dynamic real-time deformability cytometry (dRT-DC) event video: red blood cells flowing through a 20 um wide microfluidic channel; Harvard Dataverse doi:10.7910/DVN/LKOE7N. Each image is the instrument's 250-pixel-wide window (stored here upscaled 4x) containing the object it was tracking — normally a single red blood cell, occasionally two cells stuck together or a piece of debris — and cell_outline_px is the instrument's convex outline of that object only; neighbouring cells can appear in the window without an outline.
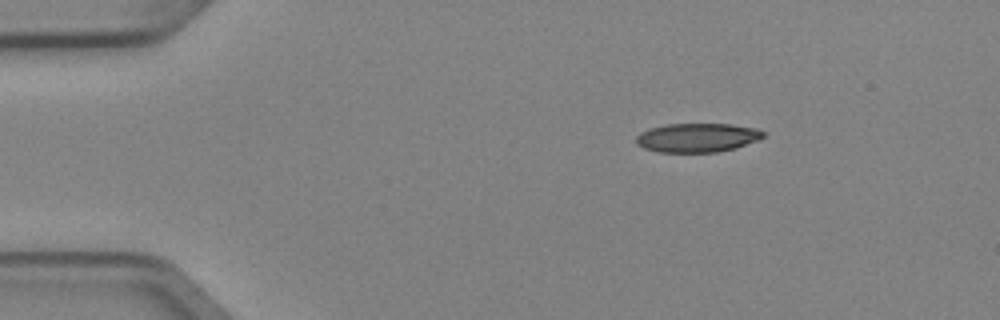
{"species": "Egyptian fruit bat (a non-hibernating species)", "species_latin": "Rousettus aegyptiacus", "temperature_condition": "cold", "stored_images_in_passage": 2, "camera_frame_rate_fps": 3000, "um_per_image_px": 0.085, "animal": {"sex": "female"}, "frame": {"image": 1, "passage_image": 1, "time_ms": 0.0, "image_size_px": [1000, 320], "cell_outline_px": [[764, 136], [756, 140], [736, 148], [716, 152], [656, 152], [644, 148], [636, 144], [636, 136], [640, 132], [648, 128], [668, 124], [732, 124], [756, 128], [764, 132]], "centroid_in_image_um": [59.23, 11.7], "position_along_channel_um": 25.8, "area_um2": 21.5}}